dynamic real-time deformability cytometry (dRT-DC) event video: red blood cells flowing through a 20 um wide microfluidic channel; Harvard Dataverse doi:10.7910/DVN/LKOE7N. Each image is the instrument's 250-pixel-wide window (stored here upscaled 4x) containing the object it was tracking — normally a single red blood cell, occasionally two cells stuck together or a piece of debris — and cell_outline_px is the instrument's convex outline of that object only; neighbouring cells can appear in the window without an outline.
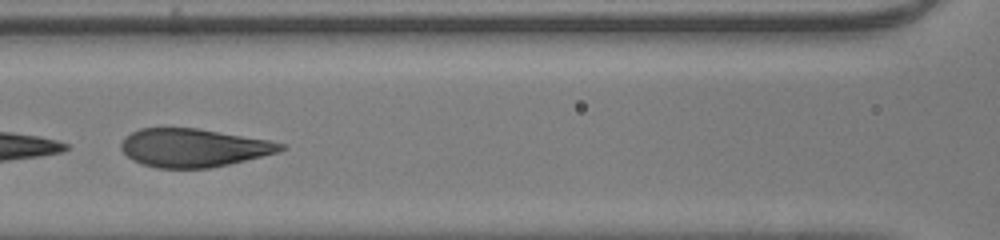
{"species": "human", "species_latin": "Homo sapiens", "temperature_condition": "room temperature", "stored_images_in_passage": 17, "camera_frame_rate_fps": 3000, "um_per_image_px": 0.085, "donor": {"sex": "male"}, "frame": {"image": 1, "passage_image": 8, "time_ms": 2.333, "image_size_px": [1000, 240], "cell_outline_px": [[288, 148], [276, 152], [228, 164], [208, 168], [156, 168], [140, 164], [132, 160], [120, 148], [120, 144], [124, 136], [140, 128], [196, 128], [268, 140], [284, 144]], "centroid_in_image_um": [16.38, 12.56], "position_along_channel_um": 150.2, "area_um2": 35.37}}